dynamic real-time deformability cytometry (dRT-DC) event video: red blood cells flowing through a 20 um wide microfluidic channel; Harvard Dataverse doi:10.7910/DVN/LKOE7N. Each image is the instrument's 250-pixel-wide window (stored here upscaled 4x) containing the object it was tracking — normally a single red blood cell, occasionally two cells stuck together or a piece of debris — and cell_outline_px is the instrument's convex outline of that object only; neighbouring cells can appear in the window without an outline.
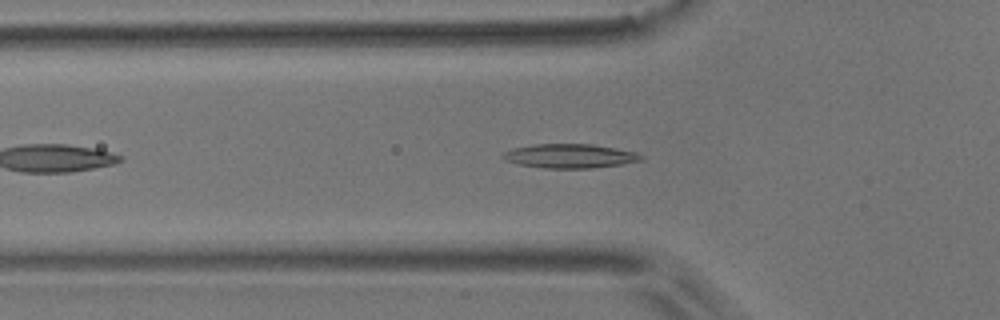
{"species": "common noctule bat (a hibernating species)", "species_latin": "Nyctalus noctula", "temperature_condition": "room temperature", "stored_images_in_passage": 13, "camera_frame_rate_fps": 3000, "um_per_image_px": 0.085, "animal": {"sex": "male", "body_mass_g": 17.9}, "frame": {"image": 1, "passage_image": 8, "time_ms": 2.333, "image_size_px": [1000, 320], "cell_outline_px": [[644, 160], [620, 164], [592, 168], [544, 168], [520, 164], [504, 160], [500, 156], [504, 152], [512, 148], [532, 144], [592, 144], [616, 148], [636, 152], [644, 156]], "centroid_in_image_um": [48.43, 13.25], "position_along_channel_um": 77.4, "area_um2": 19.48}}